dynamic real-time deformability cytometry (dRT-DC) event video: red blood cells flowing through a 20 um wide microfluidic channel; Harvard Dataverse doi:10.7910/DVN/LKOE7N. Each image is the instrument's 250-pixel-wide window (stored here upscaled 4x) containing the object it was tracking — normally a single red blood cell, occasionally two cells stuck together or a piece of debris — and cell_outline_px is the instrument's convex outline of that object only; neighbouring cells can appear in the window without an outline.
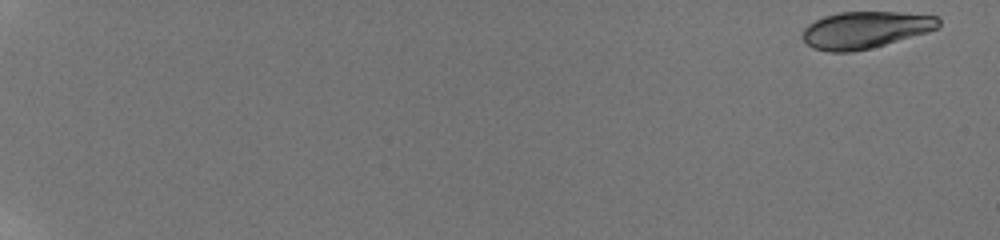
{"species": "human", "species_latin": "Homo sapiens", "temperature_condition": "room temperature", "stored_images_in_passage": 57, "camera_frame_rate_fps": 3000, "um_per_image_px": 0.085, "donor": {"sex": "male"}, "frame": {"image": 1, "passage_image": 1, "time_ms": 0.0, "image_size_px": [1000, 240], "cell_outline_px": [[940, 24], [936, 28], [928, 32], [884, 44], [852, 52], [828, 52], [812, 48], [800, 36], [804, 28], [808, 24], [824, 16], [840, 12], [900, 12], [936, 16], [940, 20]], "centroid_in_image_um": [73.5, 2.54], "position_along_channel_um": 11.5, "area_um2": 29.13}}
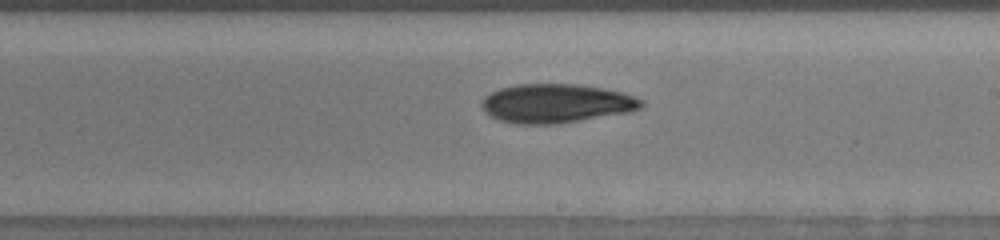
{"frame": {"image": 2, "passage_image": 31, "time_ms": 12.333, "image_size_px": [1000, 240], "cell_outline_px": [[644, 104], [640, 108], [632, 112], [560, 124], [516, 124], [500, 120], [484, 112], [480, 104], [480, 100], [484, 96], [500, 88], [516, 84], [580, 84], [620, 92], [644, 100]], "centroid_in_image_um": [47.26, 8.8], "position_along_channel_um": 241.7, "area_um2": 36.53}}
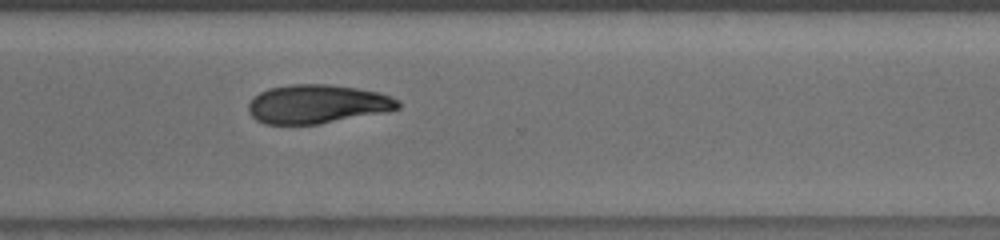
{"frame": {"image": 3, "passage_image": 42, "time_ms": 15.0, "image_size_px": [1000, 240], "cell_outline_px": [[400, 108], [384, 112], [320, 124], [264, 124], [256, 120], [248, 112], [248, 104], [260, 92], [268, 88], [292, 84], [328, 84], [356, 88], [376, 92], [400, 100]], "centroid_in_image_um": [26.95, 8.85], "position_along_channel_um": 343.7, "area_um2": 33.7}, "authors_computed_cell_mechanics": {"area_um2": 34.3332, "velocity_mm_per_s": 3.8127, "shape_relaxation_time_tau1_ms": 5.491, "shape_relaxation_time_tau2_ms": null, "deformation_change_tau1": 0.1124, "deformation_change_tau2": null}}